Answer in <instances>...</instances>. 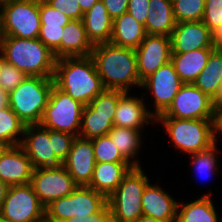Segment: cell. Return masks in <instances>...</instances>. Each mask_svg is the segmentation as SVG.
<instances>
[{
	"instance_id": "obj_1",
	"label": "cell",
	"mask_w": 222,
	"mask_h": 222,
	"mask_svg": "<svg viewBox=\"0 0 222 222\" xmlns=\"http://www.w3.org/2000/svg\"><path fill=\"white\" fill-rule=\"evenodd\" d=\"M91 57L106 90L128 92L132 85L141 87L135 49L101 43L94 45Z\"/></svg>"
},
{
	"instance_id": "obj_2",
	"label": "cell",
	"mask_w": 222,
	"mask_h": 222,
	"mask_svg": "<svg viewBox=\"0 0 222 222\" xmlns=\"http://www.w3.org/2000/svg\"><path fill=\"white\" fill-rule=\"evenodd\" d=\"M53 80L58 89L85 106L106 90L91 56L57 59Z\"/></svg>"
},
{
	"instance_id": "obj_3",
	"label": "cell",
	"mask_w": 222,
	"mask_h": 222,
	"mask_svg": "<svg viewBox=\"0 0 222 222\" xmlns=\"http://www.w3.org/2000/svg\"><path fill=\"white\" fill-rule=\"evenodd\" d=\"M0 53L2 59L20 69L27 76H54L57 59L38 38L4 36L0 43Z\"/></svg>"
},
{
	"instance_id": "obj_4",
	"label": "cell",
	"mask_w": 222,
	"mask_h": 222,
	"mask_svg": "<svg viewBox=\"0 0 222 222\" xmlns=\"http://www.w3.org/2000/svg\"><path fill=\"white\" fill-rule=\"evenodd\" d=\"M53 85V77L27 76L9 93V107L25 125L39 124Z\"/></svg>"
},
{
	"instance_id": "obj_5",
	"label": "cell",
	"mask_w": 222,
	"mask_h": 222,
	"mask_svg": "<svg viewBox=\"0 0 222 222\" xmlns=\"http://www.w3.org/2000/svg\"><path fill=\"white\" fill-rule=\"evenodd\" d=\"M149 179L140 167H133L107 198L110 222H135L143 215L142 195Z\"/></svg>"
},
{
	"instance_id": "obj_6",
	"label": "cell",
	"mask_w": 222,
	"mask_h": 222,
	"mask_svg": "<svg viewBox=\"0 0 222 222\" xmlns=\"http://www.w3.org/2000/svg\"><path fill=\"white\" fill-rule=\"evenodd\" d=\"M161 121L170 136L173 145L180 152L188 154L203 151L212 146L217 138L215 136V119H178L156 118Z\"/></svg>"
},
{
	"instance_id": "obj_7",
	"label": "cell",
	"mask_w": 222,
	"mask_h": 222,
	"mask_svg": "<svg viewBox=\"0 0 222 222\" xmlns=\"http://www.w3.org/2000/svg\"><path fill=\"white\" fill-rule=\"evenodd\" d=\"M107 205V198L89 186H78L70 195L45 207V222H62L73 217H89Z\"/></svg>"
},
{
	"instance_id": "obj_8",
	"label": "cell",
	"mask_w": 222,
	"mask_h": 222,
	"mask_svg": "<svg viewBox=\"0 0 222 222\" xmlns=\"http://www.w3.org/2000/svg\"><path fill=\"white\" fill-rule=\"evenodd\" d=\"M85 105L53 85L39 125L79 137Z\"/></svg>"
},
{
	"instance_id": "obj_9",
	"label": "cell",
	"mask_w": 222,
	"mask_h": 222,
	"mask_svg": "<svg viewBox=\"0 0 222 222\" xmlns=\"http://www.w3.org/2000/svg\"><path fill=\"white\" fill-rule=\"evenodd\" d=\"M5 36L37 39L40 33L39 0H0Z\"/></svg>"
},
{
	"instance_id": "obj_10",
	"label": "cell",
	"mask_w": 222,
	"mask_h": 222,
	"mask_svg": "<svg viewBox=\"0 0 222 222\" xmlns=\"http://www.w3.org/2000/svg\"><path fill=\"white\" fill-rule=\"evenodd\" d=\"M124 93L121 90H105L94 97L83 109L79 136L91 140L107 135L114 127L117 103Z\"/></svg>"
},
{
	"instance_id": "obj_11",
	"label": "cell",
	"mask_w": 222,
	"mask_h": 222,
	"mask_svg": "<svg viewBox=\"0 0 222 222\" xmlns=\"http://www.w3.org/2000/svg\"><path fill=\"white\" fill-rule=\"evenodd\" d=\"M0 214L8 222H45V207L30 183L9 186Z\"/></svg>"
},
{
	"instance_id": "obj_12",
	"label": "cell",
	"mask_w": 222,
	"mask_h": 222,
	"mask_svg": "<svg viewBox=\"0 0 222 222\" xmlns=\"http://www.w3.org/2000/svg\"><path fill=\"white\" fill-rule=\"evenodd\" d=\"M157 118L215 119L214 99L193 83L183 84L168 109Z\"/></svg>"
},
{
	"instance_id": "obj_13",
	"label": "cell",
	"mask_w": 222,
	"mask_h": 222,
	"mask_svg": "<svg viewBox=\"0 0 222 222\" xmlns=\"http://www.w3.org/2000/svg\"><path fill=\"white\" fill-rule=\"evenodd\" d=\"M30 184L44 207L78 187L63 165L35 168Z\"/></svg>"
},
{
	"instance_id": "obj_14",
	"label": "cell",
	"mask_w": 222,
	"mask_h": 222,
	"mask_svg": "<svg viewBox=\"0 0 222 222\" xmlns=\"http://www.w3.org/2000/svg\"><path fill=\"white\" fill-rule=\"evenodd\" d=\"M21 146L31 160L33 168L57 167L63 163L56 157L53 130L39 124L26 125Z\"/></svg>"
},
{
	"instance_id": "obj_15",
	"label": "cell",
	"mask_w": 222,
	"mask_h": 222,
	"mask_svg": "<svg viewBox=\"0 0 222 222\" xmlns=\"http://www.w3.org/2000/svg\"><path fill=\"white\" fill-rule=\"evenodd\" d=\"M183 84L171 61L142 81L141 88H146L153 94L155 118L168 109Z\"/></svg>"
},
{
	"instance_id": "obj_16",
	"label": "cell",
	"mask_w": 222,
	"mask_h": 222,
	"mask_svg": "<svg viewBox=\"0 0 222 222\" xmlns=\"http://www.w3.org/2000/svg\"><path fill=\"white\" fill-rule=\"evenodd\" d=\"M137 71L142 82L157 69L171 61V37L146 34L144 40L135 49Z\"/></svg>"
},
{
	"instance_id": "obj_17",
	"label": "cell",
	"mask_w": 222,
	"mask_h": 222,
	"mask_svg": "<svg viewBox=\"0 0 222 222\" xmlns=\"http://www.w3.org/2000/svg\"><path fill=\"white\" fill-rule=\"evenodd\" d=\"M96 159L92 140L76 137L63 166L78 186H88L92 179Z\"/></svg>"
},
{
	"instance_id": "obj_18",
	"label": "cell",
	"mask_w": 222,
	"mask_h": 222,
	"mask_svg": "<svg viewBox=\"0 0 222 222\" xmlns=\"http://www.w3.org/2000/svg\"><path fill=\"white\" fill-rule=\"evenodd\" d=\"M170 37L172 53H187L195 49L214 48L212 32L202 21L176 23Z\"/></svg>"
},
{
	"instance_id": "obj_19",
	"label": "cell",
	"mask_w": 222,
	"mask_h": 222,
	"mask_svg": "<svg viewBox=\"0 0 222 222\" xmlns=\"http://www.w3.org/2000/svg\"><path fill=\"white\" fill-rule=\"evenodd\" d=\"M33 166L22 146H9L0 157V180L8 186L30 183Z\"/></svg>"
},
{
	"instance_id": "obj_20",
	"label": "cell",
	"mask_w": 222,
	"mask_h": 222,
	"mask_svg": "<svg viewBox=\"0 0 222 222\" xmlns=\"http://www.w3.org/2000/svg\"><path fill=\"white\" fill-rule=\"evenodd\" d=\"M151 120L156 121V118L154 113L146 108L144 98L131 97L128 92L119 98L114 114V126L141 130L145 122L149 124Z\"/></svg>"
},
{
	"instance_id": "obj_21",
	"label": "cell",
	"mask_w": 222,
	"mask_h": 222,
	"mask_svg": "<svg viewBox=\"0 0 222 222\" xmlns=\"http://www.w3.org/2000/svg\"><path fill=\"white\" fill-rule=\"evenodd\" d=\"M94 45L88 39L83 20H71L64 26L61 45L53 52L56 59L91 56Z\"/></svg>"
},
{
	"instance_id": "obj_22",
	"label": "cell",
	"mask_w": 222,
	"mask_h": 222,
	"mask_svg": "<svg viewBox=\"0 0 222 222\" xmlns=\"http://www.w3.org/2000/svg\"><path fill=\"white\" fill-rule=\"evenodd\" d=\"M143 215L162 220L176 222L178 202L160 186L148 184L142 195Z\"/></svg>"
},
{
	"instance_id": "obj_23",
	"label": "cell",
	"mask_w": 222,
	"mask_h": 222,
	"mask_svg": "<svg viewBox=\"0 0 222 222\" xmlns=\"http://www.w3.org/2000/svg\"><path fill=\"white\" fill-rule=\"evenodd\" d=\"M40 33L38 39L54 52L60 45L64 26L72 19L59 10L39 0Z\"/></svg>"
},
{
	"instance_id": "obj_24",
	"label": "cell",
	"mask_w": 222,
	"mask_h": 222,
	"mask_svg": "<svg viewBox=\"0 0 222 222\" xmlns=\"http://www.w3.org/2000/svg\"><path fill=\"white\" fill-rule=\"evenodd\" d=\"M132 168L129 162H96L88 186L108 198Z\"/></svg>"
},
{
	"instance_id": "obj_25",
	"label": "cell",
	"mask_w": 222,
	"mask_h": 222,
	"mask_svg": "<svg viewBox=\"0 0 222 222\" xmlns=\"http://www.w3.org/2000/svg\"><path fill=\"white\" fill-rule=\"evenodd\" d=\"M83 23L88 39L93 45L110 42L113 19L108 14L102 0L96 2L83 15Z\"/></svg>"
},
{
	"instance_id": "obj_26",
	"label": "cell",
	"mask_w": 222,
	"mask_h": 222,
	"mask_svg": "<svg viewBox=\"0 0 222 222\" xmlns=\"http://www.w3.org/2000/svg\"><path fill=\"white\" fill-rule=\"evenodd\" d=\"M175 26L172 0H150L144 25L146 34L171 36Z\"/></svg>"
},
{
	"instance_id": "obj_27",
	"label": "cell",
	"mask_w": 222,
	"mask_h": 222,
	"mask_svg": "<svg viewBox=\"0 0 222 222\" xmlns=\"http://www.w3.org/2000/svg\"><path fill=\"white\" fill-rule=\"evenodd\" d=\"M215 48L195 49L187 53H172L171 62L184 84L193 83L205 68L211 52Z\"/></svg>"
},
{
	"instance_id": "obj_28",
	"label": "cell",
	"mask_w": 222,
	"mask_h": 222,
	"mask_svg": "<svg viewBox=\"0 0 222 222\" xmlns=\"http://www.w3.org/2000/svg\"><path fill=\"white\" fill-rule=\"evenodd\" d=\"M145 35L144 25L127 11L113 20L110 42L117 46L136 49L144 40Z\"/></svg>"
},
{
	"instance_id": "obj_29",
	"label": "cell",
	"mask_w": 222,
	"mask_h": 222,
	"mask_svg": "<svg viewBox=\"0 0 222 222\" xmlns=\"http://www.w3.org/2000/svg\"><path fill=\"white\" fill-rule=\"evenodd\" d=\"M193 84L212 99L219 95L222 87V49L215 48L202 72Z\"/></svg>"
},
{
	"instance_id": "obj_30",
	"label": "cell",
	"mask_w": 222,
	"mask_h": 222,
	"mask_svg": "<svg viewBox=\"0 0 222 222\" xmlns=\"http://www.w3.org/2000/svg\"><path fill=\"white\" fill-rule=\"evenodd\" d=\"M210 197L211 192L191 203H178L176 222H219L217 212ZM179 207H182L180 211Z\"/></svg>"
},
{
	"instance_id": "obj_31",
	"label": "cell",
	"mask_w": 222,
	"mask_h": 222,
	"mask_svg": "<svg viewBox=\"0 0 222 222\" xmlns=\"http://www.w3.org/2000/svg\"><path fill=\"white\" fill-rule=\"evenodd\" d=\"M140 130L126 127L114 126L107 134L115 146L118 148L121 155L133 166L140 167L139 160H134L137 155L141 138Z\"/></svg>"
},
{
	"instance_id": "obj_32",
	"label": "cell",
	"mask_w": 222,
	"mask_h": 222,
	"mask_svg": "<svg viewBox=\"0 0 222 222\" xmlns=\"http://www.w3.org/2000/svg\"><path fill=\"white\" fill-rule=\"evenodd\" d=\"M25 126L9 106L0 109V140L10 146L21 144L22 139L18 136H23Z\"/></svg>"
},
{
	"instance_id": "obj_33",
	"label": "cell",
	"mask_w": 222,
	"mask_h": 222,
	"mask_svg": "<svg viewBox=\"0 0 222 222\" xmlns=\"http://www.w3.org/2000/svg\"><path fill=\"white\" fill-rule=\"evenodd\" d=\"M176 23L202 21L205 0H172Z\"/></svg>"
},
{
	"instance_id": "obj_34",
	"label": "cell",
	"mask_w": 222,
	"mask_h": 222,
	"mask_svg": "<svg viewBox=\"0 0 222 222\" xmlns=\"http://www.w3.org/2000/svg\"><path fill=\"white\" fill-rule=\"evenodd\" d=\"M96 162H128L108 135L91 139Z\"/></svg>"
},
{
	"instance_id": "obj_35",
	"label": "cell",
	"mask_w": 222,
	"mask_h": 222,
	"mask_svg": "<svg viewBox=\"0 0 222 222\" xmlns=\"http://www.w3.org/2000/svg\"><path fill=\"white\" fill-rule=\"evenodd\" d=\"M217 145L216 142L210 146L208 149L199 151L197 153L190 154L192 157V165L196 173L200 174V176L204 175L206 177H210V175L214 174L217 168ZM203 176V177H204Z\"/></svg>"
},
{
	"instance_id": "obj_36",
	"label": "cell",
	"mask_w": 222,
	"mask_h": 222,
	"mask_svg": "<svg viewBox=\"0 0 222 222\" xmlns=\"http://www.w3.org/2000/svg\"><path fill=\"white\" fill-rule=\"evenodd\" d=\"M27 77L20 69L0 57V87L10 93Z\"/></svg>"
},
{
	"instance_id": "obj_37",
	"label": "cell",
	"mask_w": 222,
	"mask_h": 222,
	"mask_svg": "<svg viewBox=\"0 0 222 222\" xmlns=\"http://www.w3.org/2000/svg\"><path fill=\"white\" fill-rule=\"evenodd\" d=\"M202 22L212 32L222 23V0H205Z\"/></svg>"
},
{
	"instance_id": "obj_38",
	"label": "cell",
	"mask_w": 222,
	"mask_h": 222,
	"mask_svg": "<svg viewBox=\"0 0 222 222\" xmlns=\"http://www.w3.org/2000/svg\"><path fill=\"white\" fill-rule=\"evenodd\" d=\"M75 138L76 136L70 133L53 130V145H54L53 150L56 157L62 163L66 160L68 153L71 150L73 140Z\"/></svg>"
},
{
	"instance_id": "obj_39",
	"label": "cell",
	"mask_w": 222,
	"mask_h": 222,
	"mask_svg": "<svg viewBox=\"0 0 222 222\" xmlns=\"http://www.w3.org/2000/svg\"><path fill=\"white\" fill-rule=\"evenodd\" d=\"M51 7L65 13L72 20H82L84 13L77 0H44Z\"/></svg>"
},
{
	"instance_id": "obj_40",
	"label": "cell",
	"mask_w": 222,
	"mask_h": 222,
	"mask_svg": "<svg viewBox=\"0 0 222 222\" xmlns=\"http://www.w3.org/2000/svg\"><path fill=\"white\" fill-rule=\"evenodd\" d=\"M150 0H129L127 11L141 24L145 25Z\"/></svg>"
},
{
	"instance_id": "obj_41",
	"label": "cell",
	"mask_w": 222,
	"mask_h": 222,
	"mask_svg": "<svg viewBox=\"0 0 222 222\" xmlns=\"http://www.w3.org/2000/svg\"><path fill=\"white\" fill-rule=\"evenodd\" d=\"M110 17L114 20L127 12L129 0H102Z\"/></svg>"
},
{
	"instance_id": "obj_42",
	"label": "cell",
	"mask_w": 222,
	"mask_h": 222,
	"mask_svg": "<svg viewBox=\"0 0 222 222\" xmlns=\"http://www.w3.org/2000/svg\"><path fill=\"white\" fill-rule=\"evenodd\" d=\"M62 222H110V210L107 204L100 212L89 217H73Z\"/></svg>"
},
{
	"instance_id": "obj_43",
	"label": "cell",
	"mask_w": 222,
	"mask_h": 222,
	"mask_svg": "<svg viewBox=\"0 0 222 222\" xmlns=\"http://www.w3.org/2000/svg\"><path fill=\"white\" fill-rule=\"evenodd\" d=\"M212 42L214 48L222 49V23L212 31Z\"/></svg>"
},
{
	"instance_id": "obj_44",
	"label": "cell",
	"mask_w": 222,
	"mask_h": 222,
	"mask_svg": "<svg viewBox=\"0 0 222 222\" xmlns=\"http://www.w3.org/2000/svg\"><path fill=\"white\" fill-rule=\"evenodd\" d=\"M222 134V108H220L216 112V118H215V136H217L218 132Z\"/></svg>"
},
{
	"instance_id": "obj_45",
	"label": "cell",
	"mask_w": 222,
	"mask_h": 222,
	"mask_svg": "<svg viewBox=\"0 0 222 222\" xmlns=\"http://www.w3.org/2000/svg\"><path fill=\"white\" fill-rule=\"evenodd\" d=\"M9 106V93L0 87V109Z\"/></svg>"
},
{
	"instance_id": "obj_46",
	"label": "cell",
	"mask_w": 222,
	"mask_h": 222,
	"mask_svg": "<svg viewBox=\"0 0 222 222\" xmlns=\"http://www.w3.org/2000/svg\"><path fill=\"white\" fill-rule=\"evenodd\" d=\"M81 6V10L83 13L91 9V7L100 0H77Z\"/></svg>"
},
{
	"instance_id": "obj_47",
	"label": "cell",
	"mask_w": 222,
	"mask_h": 222,
	"mask_svg": "<svg viewBox=\"0 0 222 222\" xmlns=\"http://www.w3.org/2000/svg\"><path fill=\"white\" fill-rule=\"evenodd\" d=\"M9 186L0 180V209L6 197Z\"/></svg>"
},
{
	"instance_id": "obj_48",
	"label": "cell",
	"mask_w": 222,
	"mask_h": 222,
	"mask_svg": "<svg viewBox=\"0 0 222 222\" xmlns=\"http://www.w3.org/2000/svg\"><path fill=\"white\" fill-rule=\"evenodd\" d=\"M214 108L215 111L217 112L220 108H222V87L220 90L219 95L215 98L214 100Z\"/></svg>"
},
{
	"instance_id": "obj_49",
	"label": "cell",
	"mask_w": 222,
	"mask_h": 222,
	"mask_svg": "<svg viewBox=\"0 0 222 222\" xmlns=\"http://www.w3.org/2000/svg\"><path fill=\"white\" fill-rule=\"evenodd\" d=\"M135 222H164V221L146 215H142Z\"/></svg>"
},
{
	"instance_id": "obj_50",
	"label": "cell",
	"mask_w": 222,
	"mask_h": 222,
	"mask_svg": "<svg viewBox=\"0 0 222 222\" xmlns=\"http://www.w3.org/2000/svg\"><path fill=\"white\" fill-rule=\"evenodd\" d=\"M4 32H3V22H2V9L0 6V43L2 41V39L4 38Z\"/></svg>"
},
{
	"instance_id": "obj_51",
	"label": "cell",
	"mask_w": 222,
	"mask_h": 222,
	"mask_svg": "<svg viewBox=\"0 0 222 222\" xmlns=\"http://www.w3.org/2000/svg\"><path fill=\"white\" fill-rule=\"evenodd\" d=\"M10 145H8L7 143H5L4 141L0 140V157L3 155V153L7 150V148Z\"/></svg>"
},
{
	"instance_id": "obj_52",
	"label": "cell",
	"mask_w": 222,
	"mask_h": 222,
	"mask_svg": "<svg viewBox=\"0 0 222 222\" xmlns=\"http://www.w3.org/2000/svg\"><path fill=\"white\" fill-rule=\"evenodd\" d=\"M0 222H8V220L0 214Z\"/></svg>"
}]
</instances>
